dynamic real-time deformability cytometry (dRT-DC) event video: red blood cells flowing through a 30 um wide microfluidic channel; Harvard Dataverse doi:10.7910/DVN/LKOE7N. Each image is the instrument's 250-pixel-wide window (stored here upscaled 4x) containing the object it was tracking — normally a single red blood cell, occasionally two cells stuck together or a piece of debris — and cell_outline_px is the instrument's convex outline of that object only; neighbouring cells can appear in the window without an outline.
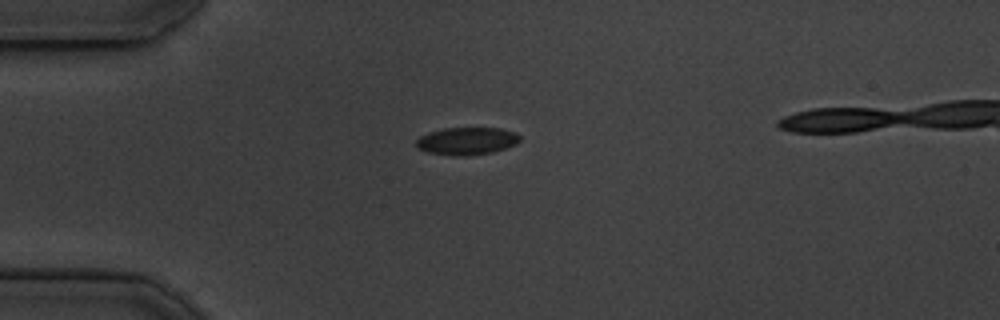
{"species": "common noctule bat (a hibernating species)", "species_latin": "Nyctalus noctula", "temperature_condition": "cold", "stored_images_in_passage": 38, "camera_frame_rate_fps": 3000, "um_per_image_px": 0.085, "animal": {"sex": "male", "body_mass_g": 19.5, "forearm_length_mm": 54.6}, "frame": {"image": 1, "passage_image": 1, "time_ms": 0.0, "image_size_px": [1000, 320], "cell_outline_px": [[520, 140], [516, 144], [492, 152], [464, 156], [452, 156], [428, 152], [416, 148], [416, 140], [420, 136], [444, 128], [500, 128], [516, 132], [520, 136]], "centroid_in_image_um": [39.68, 11.99], "position_along_channel_um": 45.3, "area_um2": 16.59}}